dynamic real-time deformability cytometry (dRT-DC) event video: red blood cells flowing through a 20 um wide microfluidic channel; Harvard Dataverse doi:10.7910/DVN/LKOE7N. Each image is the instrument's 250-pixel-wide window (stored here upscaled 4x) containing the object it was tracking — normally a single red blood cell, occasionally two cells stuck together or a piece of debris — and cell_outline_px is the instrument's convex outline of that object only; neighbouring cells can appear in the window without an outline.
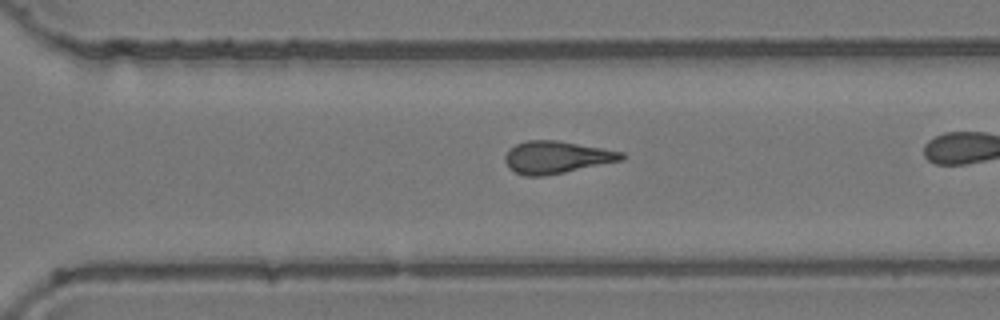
{"species": "common noctule bat (a hibernating species)", "species_latin": "Nyctalus noctula", "temperature_condition": "room temperature", "stored_images_in_passage": 32, "camera_frame_rate_fps": 3000, "um_per_image_px": 0.085, "animal": {"sex": "female", "body_mass_g": 24.6, "forearm_length_mm": 56.2}, "frame": {"image": 1, "passage_image": 28, "time_ms": 9.0, "image_size_px": [1000, 320], "cell_outline_px": [[624, 160], [544, 176], [524, 176], [508, 168], [504, 160], [504, 156], [508, 148], [516, 144], [528, 140], [556, 140], [624, 152]], "centroid_in_image_um": [47.26, 13.37], "position_along_channel_um": 323.3, "area_um2": 21.96}}